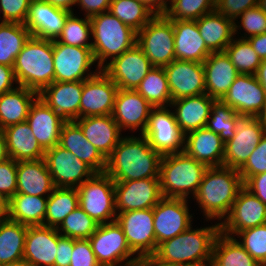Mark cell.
Segmentation results:
<instances>
[{
  "mask_svg": "<svg viewBox=\"0 0 266 266\" xmlns=\"http://www.w3.org/2000/svg\"><path fill=\"white\" fill-rule=\"evenodd\" d=\"M10 199L0 192V218H7Z\"/></svg>",
  "mask_w": 266,
  "mask_h": 266,
  "instance_id": "obj_65",
  "label": "cell"
},
{
  "mask_svg": "<svg viewBox=\"0 0 266 266\" xmlns=\"http://www.w3.org/2000/svg\"><path fill=\"white\" fill-rule=\"evenodd\" d=\"M117 266H123V265H117ZM124 266H145V256L141 257H133L129 260V262H125Z\"/></svg>",
  "mask_w": 266,
  "mask_h": 266,
  "instance_id": "obj_67",
  "label": "cell"
},
{
  "mask_svg": "<svg viewBox=\"0 0 266 266\" xmlns=\"http://www.w3.org/2000/svg\"><path fill=\"white\" fill-rule=\"evenodd\" d=\"M136 91L154 108L168 107L172 102L168 80L163 67H153L140 82ZM165 104H167L165 106Z\"/></svg>",
  "mask_w": 266,
  "mask_h": 266,
  "instance_id": "obj_42",
  "label": "cell"
},
{
  "mask_svg": "<svg viewBox=\"0 0 266 266\" xmlns=\"http://www.w3.org/2000/svg\"><path fill=\"white\" fill-rule=\"evenodd\" d=\"M144 4L149 10L155 15H165L169 6L167 5L168 0H137Z\"/></svg>",
  "mask_w": 266,
  "mask_h": 266,
  "instance_id": "obj_61",
  "label": "cell"
},
{
  "mask_svg": "<svg viewBox=\"0 0 266 266\" xmlns=\"http://www.w3.org/2000/svg\"><path fill=\"white\" fill-rule=\"evenodd\" d=\"M185 140L184 152L188 156L207 167L223 166L225 143L219 134L204 127L187 133Z\"/></svg>",
  "mask_w": 266,
  "mask_h": 266,
  "instance_id": "obj_29",
  "label": "cell"
},
{
  "mask_svg": "<svg viewBox=\"0 0 266 266\" xmlns=\"http://www.w3.org/2000/svg\"><path fill=\"white\" fill-rule=\"evenodd\" d=\"M81 128L85 138L107 159L120 139L118 124L112 115L83 117L74 120Z\"/></svg>",
  "mask_w": 266,
  "mask_h": 266,
  "instance_id": "obj_28",
  "label": "cell"
},
{
  "mask_svg": "<svg viewBox=\"0 0 266 266\" xmlns=\"http://www.w3.org/2000/svg\"><path fill=\"white\" fill-rule=\"evenodd\" d=\"M91 248L100 266H117L135 254L129 247L117 221L98 225L89 237Z\"/></svg>",
  "mask_w": 266,
  "mask_h": 266,
  "instance_id": "obj_11",
  "label": "cell"
},
{
  "mask_svg": "<svg viewBox=\"0 0 266 266\" xmlns=\"http://www.w3.org/2000/svg\"><path fill=\"white\" fill-rule=\"evenodd\" d=\"M215 101L206 93L173 100L171 106L176 107L173 114L181 132L186 135L191 131L204 128Z\"/></svg>",
  "mask_w": 266,
  "mask_h": 266,
  "instance_id": "obj_32",
  "label": "cell"
},
{
  "mask_svg": "<svg viewBox=\"0 0 266 266\" xmlns=\"http://www.w3.org/2000/svg\"><path fill=\"white\" fill-rule=\"evenodd\" d=\"M10 158L19 161L43 159L45 151L33 135L27 121L3 129Z\"/></svg>",
  "mask_w": 266,
  "mask_h": 266,
  "instance_id": "obj_34",
  "label": "cell"
},
{
  "mask_svg": "<svg viewBox=\"0 0 266 266\" xmlns=\"http://www.w3.org/2000/svg\"><path fill=\"white\" fill-rule=\"evenodd\" d=\"M1 266H32V265L30 263H28L27 261H25L24 259H22L20 261L4 264Z\"/></svg>",
  "mask_w": 266,
  "mask_h": 266,
  "instance_id": "obj_69",
  "label": "cell"
},
{
  "mask_svg": "<svg viewBox=\"0 0 266 266\" xmlns=\"http://www.w3.org/2000/svg\"><path fill=\"white\" fill-rule=\"evenodd\" d=\"M205 90L214 100H222L239 73L225 52H212L202 63Z\"/></svg>",
  "mask_w": 266,
  "mask_h": 266,
  "instance_id": "obj_31",
  "label": "cell"
},
{
  "mask_svg": "<svg viewBox=\"0 0 266 266\" xmlns=\"http://www.w3.org/2000/svg\"><path fill=\"white\" fill-rule=\"evenodd\" d=\"M213 266H262L232 236L221 232L217 235L212 250Z\"/></svg>",
  "mask_w": 266,
  "mask_h": 266,
  "instance_id": "obj_39",
  "label": "cell"
},
{
  "mask_svg": "<svg viewBox=\"0 0 266 266\" xmlns=\"http://www.w3.org/2000/svg\"><path fill=\"white\" fill-rule=\"evenodd\" d=\"M165 16L175 20H197L215 11L212 0H171Z\"/></svg>",
  "mask_w": 266,
  "mask_h": 266,
  "instance_id": "obj_48",
  "label": "cell"
},
{
  "mask_svg": "<svg viewBox=\"0 0 266 266\" xmlns=\"http://www.w3.org/2000/svg\"><path fill=\"white\" fill-rule=\"evenodd\" d=\"M10 158L3 130H0V163Z\"/></svg>",
  "mask_w": 266,
  "mask_h": 266,
  "instance_id": "obj_64",
  "label": "cell"
},
{
  "mask_svg": "<svg viewBox=\"0 0 266 266\" xmlns=\"http://www.w3.org/2000/svg\"><path fill=\"white\" fill-rule=\"evenodd\" d=\"M241 39H247L260 59L266 60V33L245 38L242 36Z\"/></svg>",
  "mask_w": 266,
  "mask_h": 266,
  "instance_id": "obj_60",
  "label": "cell"
},
{
  "mask_svg": "<svg viewBox=\"0 0 266 266\" xmlns=\"http://www.w3.org/2000/svg\"><path fill=\"white\" fill-rule=\"evenodd\" d=\"M256 118L266 129V100H265L264 106L262 107L261 111L259 112Z\"/></svg>",
  "mask_w": 266,
  "mask_h": 266,
  "instance_id": "obj_68",
  "label": "cell"
},
{
  "mask_svg": "<svg viewBox=\"0 0 266 266\" xmlns=\"http://www.w3.org/2000/svg\"><path fill=\"white\" fill-rule=\"evenodd\" d=\"M32 0H0L2 22L25 24Z\"/></svg>",
  "mask_w": 266,
  "mask_h": 266,
  "instance_id": "obj_51",
  "label": "cell"
},
{
  "mask_svg": "<svg viewBox=\"0 0 266 266\" xmlns=\"http://www.w3.org/2000/svg\"><path fill=\"white\" fill-rule=\"evenodd\" d=\"M19 86L38 94L55 81L53 41L31 36L13 65Z\"/></svg>",
  "mask_w": 266,
  "mask_h": 266,
  "instance_id": "obj_3",
  "label": "cell"
},
{
  "mask_svg": "<svg viewBox=\"0 0 266 266\" xmlns=\"http://www.w3.org/2000/svg\"><path fill=\"white\" fill-rule=\"evenodd\" d=\"M238 171L243 183L253 175L266 172V133Z\"/></svg>",
  "mask_w": 266,
  "mask_h": 266,
  "instance_id": "obj_50",
  "label": "cell"
},
{
  "mask_svg": "<svg viewBox=\"0 0 266 266\" xmlns=\"http://www.w3.org/2000/svg\"><path fill=\"white\" fill-rule=\"evenodd\" d=\"M224 52L239 74L255 75L262 62L247 39H232Z\"/></svg>",
  "mask_w": 266,
  "mask_h": 266,
  "instance_id": "obj_44",
  "label": "cell"
},
{
  "mask_svg": "<svg viewBox=\"0 0 266 266\" xmlns=\"http://www.w3.org/2000/svg\"><path fill=\"white\" fill-rule=\"evenodd\" d=\"M38 97L34 90L23 86L0 95V130L27 120L31 104Z\"/></svg>",
  "mask_w": 266,
  "mask_h": 266,
  "instance_id": "obj_35",
  "label": "cell"
},
{
  "mask_svg": "<svg viewBox=\"0 0 266 266\" xmlns=\"http://www.w3.org/2000/svg\"><path fill=\"white\" fill-rule=\"evenodd\" d=\"M84 81L57 82L45 87L38 97L65 121L80 118V100Z\"/></svg>",
  "mask_w": 266,
  "mask_h": 266,
  "instance_id": "obj_24",
  "label": "cell"
},
{
  "mask_svg": "<svg viewBox=\"0 0 266 266\" xmlns=\"http://www.w3.org/2000/svg\"><path fill=\"white\" fill-rule=\"evenodd\" d=\"M238 169L226 166L208 167L194 198L208 219L221 220L231 210L243 187Z\"/></svg>",
  "mask_w": 266,
  "mask_h": 266,
  "instance_id": "obj_2",
  "label": "cell"
},
{
  "mask_svg": "<svg viewBox=\"0 0 266 266\" xmlns=\"http://www.w3.org/2000/svg\"><path fill=\"white\" fill-rule=\"evenodd\" d=\"M174 29L165 15H155L137 32L136 44L153 67H165L175 60Z\"/></svg>",
  "mask_w": 266,
  "mask_h": 266,
  "instance_id": "obj_8",
  "label": "cell"
},
{
  "mask_svg": "<svg viewBox=\"0 0 266 266\" xmlns=\"http://www.w3.org/2000/svg\"><path fill=\"white\" fill-rule=\"evenodd\" d=\"M143 135L150 146L162 156L184 152L185 135L181 132L173 112L166 107L151 110Z\"/></svg>",
  "mask_w": 266,
  "mask_h": 266,
  "instance_id": "obj_10",
  "label": "cell"
},
{
  "mask_svg": "<svg viewBox=\"0 0 266 266\" xmlns=\"http://www.w3.org/2000/svg\"><path fill=\"white\" fill-rule=\"evenodd\" d=\"M115 182L104 173H95L77 187L79 207L99 225L116 220Z\"/></svg>",
  "mask_w": 266,
  "mask_h": 266,
  "instance_id": "obj_7",
  "label": "cell"
},
{
  "mask_svg": "<svg viewBox=\"0 0 266 266\" xmlns=\"http://www.w3.org/2000/svg\"><path fill=\"white\" fill-rule=\"evenodd\" d=\"M118 86L102 71L84 80L80 118L111 115Z\"/></svg>",
  "mask_w": 266,
  "mask_h": 266,
  "instance_id": "obj_20",
  "label": "cell"
},
{
  "mask_svg": "<svg viewBox=\"0 0 266 266\" xmlns=\"http://www.w3.org/2000/svg\"><path fill=\"white\" fill-rule=\"evenodd\" d=\"M258 7L266 13V0H259Z\"/></svg>",
  "mask_w": 266,
  "mask_h": 266,
  "instance_id": "obj_71",
  "label": "cell"
},
{
  "mask_svg": "<svg viewBox=\"0 0 266 266\" xmlns=\"http://www.w3.org/2000/svg\"><path fill=\"white\" fill-rule=\"evenodd\" d=\"M79 207L76 188L55 187L48 195L44 226L57 228L72 211Z\"/></svg>",
  "mask_w": 266,
  "mask_h": 266,
  "instance_id": "obj_40",
  "label": "cell"
},
{
  "mask_svg": "<svg viewBox=\"0 0 266 266\" xmlns=\"http://www.w3.org/2000/svg\"><path fill=\"white\" fill-rule=\"evenodd\" d=\"M263 224H266V205L243 186L229 214L220 223V232L233 236L239 231Z\"/></svg>",
  "mask_w": 266,
  "mask_h": 266,
  "instance_id": "obj_18",
  "label": "cell"
},
{
  "mask_svg": "<svg viewBox=\"0 0 266 266\" xmlns=\"http://www.w3.org/2000/svg\"><path fill=\"white\" fill-rule=\"evenodd\" d=\"M13 82L17 83L13 67L0 64V95L15 89Z\"/></svg>",
  "mask_w": 266,
  "mask_h": 266,
  "instance_id": "obj_59",
  "label": "cell"
},
{
  "mask_svg": "<svg viewBox=\"0 0 266 266\" xmlns=\"http://www.w3.org/2000/svg\"><path fill=\"white\" fill-rule=\"evenodd\" d=\"M191 228L160 243L153 255L177 266L212 260L213 244L220 233V223L202 229Z\"/></svg>",
  "mask_w": 266,
  "mask_h": 266,
  "instance_id": "obj_4",
  "label": "cell"
},
{
  "mask_svg": "<svg viewBox=\"0 0 266 266\" xmlns=\"http://www.w3.org/2000/svg\"><path fill=\"white\" fill-rule=\"evenodd\" d=\"M205 262H208V264H206ZM180 266H213V263H212V260H210V261H203L199 263L186 264V265H180Z\"/></svg>",
  "mask_w": 266,
  "mask_h": 266,
  "instance_id": "obj_70",
  "label": "cell"
},
{
  "mask_svg": "<svg viewBox=\"0 0 266 266\" xmlns=\"http://www.w3.org/2000/svg\"><path fill=\"white\" fill-rule=\"evenodd\" d=\"M116 221L121 226L130 249L138 253V257L155 253L153 208L118 213Z\"/></svg>",
  "mask_w": 266,
  "mask_h": 266,
  "instance_id": "obj_12",
  "label": "cell"
},
{
  "mask_svg": "<svg viewBox=\"0 0 266 266\" xmlns=\"http://www.w3.org/2000/svg\"><path fill=\"white\" fill-rule=\"evenodd\" d=\"M53 61L57 82L84 81L97 74L84 75L95 63L91 47L71 46L53 40Z\"/></svg>",
  "mask_w": 266,
  "mask_h": 266,
  "instance_id": "obj_13",
  "label": "cell"
},
{
  "mask_svg": "<svg viewBox=\"0 0 266 266\" xmlns=\"http://www.w3.org/2000/svg\"><path fill=\"white\" fill-rule=\"evenodd\" d=\"M55 188L45 159L17 162V192L42 196Z\"/></svg>",
  "mask_w": 266,
  "mask_h": 266,
  "instance_id": "obj_33",
  "label": "cell"
},
{
  "mask_svg": "<svg viewBox=\"0 0 266 266\" xmlns=\"http://www.w3.org/2000/svg\"><path fill=\"white\" fill-rule=\"evenodd\" d=\"M74 246V239L64 237L58 232V245L54 266H69Z\"/></svg>",
  "mask_w": 266,
  "mask_h": 266,
  "instance_id": "obj_56",
  "label": "cell"
},
{
  "mask_svg": "<svg viewBox=\"0 0 266 266\" xmlns=\"http://www.w3.org/2000/svg\"><path fill=\"white\" fill-rule=\"evenodd\" d=\"M26 121L44 151L59 144L60 132L65 120L40 97L31 104Z\"/></svg>",
  "mask_w": 266,
  "mask_h": 266,
  "instance_id": "obj_25",
  "label": "cell"
},
{
  "mask_svg": "<svg viewBox=\"0 0 266 266\" xmlns=\"http://www.w3.org/2000/svg\"><path fill=\"white\" fill-rule=\"evenodd\" d=\"M47 199L42 196H30L16 193L10 198L9 220L26 226H44Z\"/></svg>",
  "mask_w": 266,
  "mask_h": 266,
  "instance_id": "obj_37",
  "label": "cell"
},
{
  "mask_svg": "<svg viewBox=\"0 0 266 266\" xmlns=\"http://www.w3.org/2000/svg\"><path fill=\"white\" fill-rule=\"evenodd\" d=\"M206 46L212 52H224L234 35V22L216 10L196 20Z\"/></svg>",
  "mask_w": 266,
  "mask_h": 266,
  "instance_id": "obj_36",
  "label": "cell"
},
{
  "mask_svg": "<svg viewBox=\"0 0 266 266\" xmlns=\"http://www.w3.org/2000/svg\"><path fill=\"white\" fill-rule=\"evenodd\" d=\"M172 101L205 94V71L202 63L173 60L164 67Z\"/></svg>",
  "mask_w": 266,
  "mask_h": 266,
  "instance_id": "obj_19",
  "label": "cell"
},
{
  "mask_svg": "<svg viewBox=\"0 0 266 266\" xmlns=\"http://www.w3.org/2000/svg\"><path fill=\"white\" fill-rule=\"evenodd\" d=\"M214 4H217L220 0H212Z\"/></svg>",
  "mask_w": 266,
  "mask_h": 266,
  "instance_id": "obj_72",
  "label": "cell"
},
{
  "mask_svg": "<svg viewBox=\"0 0 266 266\" xmlns=\"http://www.w3.org/2000/svg\"><path fill=\"white\" fill-rule=\"evenodd\" d=\"M71 12L43 0H32L25 27L33 37L56 40Z\"/></svg>",
  "mask_w": 266,
  "mask_h": 266,
  "instance_id": "obj_23",
  "label": "cell"
},
{
  "mask_svg": "<svg viewBox=\"0 0 266 266\" xmlns=\"http://www.w3.org/2000/svg\"><path fill=\"white\" fill-rule=\"evenodd\" d=\"M69 266H100L88 239H74Z\"/></svg>",
  "mask_w": 266,
  "mask_h": 266,
  "instance_id": "obj_55",
  "label": "cell"
},
{
  "mask_svg": "<svg viewBox=\"0 0 266 266\" xmlns=\"http://www.w3.org/2000/svg\"><path fill=\"white\" fill-rule=\"evenodd\" d=\"M27 227L8 218L0 220V266L23 259Z\"/></svg>",
  "mask_w": 266,
  "mask_h": 266,
  "instance_id": "obj_38",
  "label": "cell"
},
{
  "mask_svg": "<svg viewBox=\"0 0 266 266\" xmlns=\"http://www.w3.org/2000/svg\"><path fill=\"white\" fill-rule=\"evenodd\" d=\"M90 34H92L90 19L88 17L79 19L71 12L66 18L63 29L56 41L71 46L91 47L92 43L87 41Z\"/></svg>",
  "mask_w": 266,
  "mask_h": 266,
  "instance_id": "obj_47",
  "label": "cell"
},
{
  "mask_svg": "<svg viewBox=\"0 0 266 266\" xmlns=\"http://www.w3.org/2000/svg\"><path fill=\"white\" fill-rule=\"evenodd\" d=\"M59 145L88 165L95 173H104L107 159L84 136L80 126L65 121L60 132Z\"/></svg>",
  "mask_w": 266,
  "mask_h": 266,
  "instance_id": "obj_30",
  "label": "cell"
},
{
  "mask_svg": "<svg viewBox=\"0 0 266 266\" xmlns=\"http://www.w3.org/2000/svg\"><path fill=\"white\" fill-rule=\"evenodd\" d=\"M236 114V111L229 105L224 104L221 100H216L212 105L205 127L219 134L222 141L227 143L236 134L234 126Z\"/></svg>",
  "mask_w": 266,
  "mask_h": 266,
  "instance_id": "obj_45",
  "label": "cell"
},
{
  "mask_svg": "<svg viewBox=\"0 0 266 266\" xmlns=\"http://www.w3.org/2000/svg\"><path fill=\"white\" fill-rule=\"evenodd\" d=\"M187 200L183 198L163 197L153 208V227L157 246L191 226L192 216L189 214Z\"/></svg>",
  "mask_w": 266,
  "mask_h": 266,
  "instance_id": "obj_16",
  "label": "cell"
},
{
  "mask_svg": "<svg viewBox=\"0 0 266 266\" xmlns=\"http://www.w3.org/2000/svg\"><path fill=\"white\" fill-rule=\"evenodd\" d=\"M153 108L136 90L118 89L111 115L120 130L129 128L133 131L141 126L142 135L146 131Z\"/></svg>",
  "mask_w": 266,
  "mask_h": 266,
  "instance_id": "obj_21",
  "label": "cell"
},
{
  "mask_svg": "<svg viewBox=\"0 0 266 266\" xmlns=\"http://www.w3.org/2000/svg\"><path fill=\"white\" fill-rule=\"evenodd\" d=\"M242 247L262 266H266V224L239 231Z\"/></svg>",
  "mask_w": 266,
  "mask_h": 266,
  "instance_id": "obj_49",
  "label": "cell"
},
{
  "mask_svg": "<svg viewBox=\"0 0 266 266\" xmlns=\"http://www.w3.org/2000/svg\"><path fill=\"white\" fill-rule=\"evenodd\" d=\"M152 68L143 50L135 44L104 65L102 71L118 86V89L136 90Z\"/></svg>",
  "mask_w": 266,
  "mask_h": 266,
  "instance_id": "obj_15",
  "label": "cell"
},
{
  "mask_svg": "<svg viewBox=\"0 0 266 266\" xmlns=\"http://www.w3.org/2000/svg\"><path fill=\"white\" fill-rule=\"evenodd\" d=\"M242 28L249 37L266 33V13L258 6L247 9L240 16Z\"/></svg>",
  "mask_w": 266,
  "mask_h": 266,
  "instance_id": "obj_53",
  "label": "cell"
},
{
  "mask_svg": "<svg viewBox=\"0 0 266 266\" xmlns=\"http://www.w3.org/2000/svg\"><path fill=\"white\" fill-rule=\"evenodd\" d=\"M0 192L9 199L17 192V161L12 158L0 163Z\"/></svg>",
  "mask_w": 266,
  "mask_h": 266,
  "instance_id": "obj_54",
  "label": "cell"
},
{
  "mask_svg": "<svg viewBox=\"0 0 266 266\" xmlns=\"http://www.w3.org/2000/svg\"><path fill=\"white\" fill-rule=\"evenodd\" d=\"M145 266H177L159 260L154 255H145Z\"/></svg>",
  "mask_w": 266,
  "mask_h": 266,
  "instance_id": "obj_66",
  "label": "cell"
},
{
  "mask_svg": "<svg viewBox=\"0 0 266 266\" xmlns=\"http://www.w3.org/2000/svg\"><path fill=\"white\" fill-rule=\"evenodd\" d=\"M207 169L185 152L163 155L159 172L162 196L186 199L191 191L195 195Z\"/></svg>",
  "mask_w": 266,
  "mask_h": 266,
  "instance_id": "obj_5",
  "label": "cell"
},
{
  "mask_svg": "<svg viewBox=\"0 0 266 266\" xmlns=\"http://www.w3.org/2000/svg\"><path fill=\"white\" fill-rule=\"evenodd\" d=\"M31 36L25 24L1 22L0 64L13 67L15 58Z\"/></svg>",
  "mask_w": 266,
  "mask_h": 266,
  "instance_id": "obj_41",
  "label": "cell"
},
{
  "mask_svg": "<svg viewBox=\"0 0 266 266\" xmlns=\"http://www.w3.org/2000/svg\"><path fill=\"white\" fill-rule=\"evenodd\" d=\"M259 0H220L215 4V10L234 22V34L238 26L235 19L247 9L258 6Z\"/></svg>",
  "mask_w": 266,
  "mask_h": 266,
  "instance_id": "obj_52",
  "label": "cell"
},
{
  "mask_svg": "<svg viewBox=\"0 0 266 266\" xmlns=\"http://www.w3.org/2000/svg\"><path fill=\"white\" fill-rule=\"evenodd\" d=\"M255 76L259 83L262 85V88L265 90L266 94V60H263L261 62V65L258 67Z\"/></svg>",
  "mask_w": 266,
  "mask_h": 266,
  "instance_id": "obj_62",
  "label": "cell"
},
{
  "mask_svg": "<svg viewBox=\"0 0 266 266\" xmlns=\"http://www.w3.org/2000/svg\"><path fill=\"white\" fill-rule=\"evenodd\" d=\"M52 6H56L62 9H66L70 12H73L71 9L72 5L76 4V0H43ZM71 6V7H70Z\"/></svg>",
  "mask_w": 266,
  "mask_h": 266,
  "instance_id": "obj_63",
  "label": "cell"
},
{
  "mask_svg": "<svg viewBox=\"0 0 266 266\" xmlns=\"http://www.w3.org/2000/svg\"><path fill=\"white\" fill-rule=\"evenodd\" d=\"M172 21L175 59L203 63L212 51L200 35L196 20Z\"/></svg>",
  "mask_w": 266,
  "mask_h": 266,
  "instance_id": "obj_27",
  "label": "cell"
},
{
  "mask_svg": "<svg viewBox=\"0 0 266 266\" xmlns=\"http://www.w3.org/2000/svg\"><path fill=\"white\" fill-rule=\"evenodd\" d=\"M60 225L56 229L59 233L63 232L62 236L78 240L89 239L99 224L78 207L66 216Z\"/></svg>",
  "mask_w": 266,
  "mask_h": 266,
  "instance_id": "obj_46",
  "label": "cell"
},
{
  "mask_svg": "<svg viewBox=\"0 0 266 266\" xmlns=\"http://www.w3.org/2000/svg\"><path fill=\"white\" fill-rule=\"evenodd\" d=\"M44 159L55 187L77 188L95 174L88 165L59 144L46 150Z\"/></svg>",
  "mask_w": 266,
  "mask_h": 266,
  "instance_id": "obj_14",
  "label": "cell"
},
{
  "mask_svg": "<svg viewBox=\"0 0 266 266\" xmlns=\"http://www.w3.org/2000/svg\"><path fill=\"white\" fill-rule=\"evenodd\" d=\"M109 12L136 32L155 16L151 10L137 0H111Z\"/></svg>",
  "mask_w": 266,
  "mask_h": 266,
  "instance_id": "obj_43",
  "label": "cell"
},
{
  "mask_svg": "<svg viewBox=\"0 0 266 266\" xmlns=\"http://www.w3.org/2000/svg\"><path fill=\"white\" fill-rule=\"evenodd\" d=\"M58 231L54 227L28 226L23 259L32 266H54Z\"/></svg>",
  "mask_w": 266,
  "mask_h": 266,
  "instance_id": "obj_26",
  "label": "cell"
},
{
  "mask_svg": "<svg viewBox=\"0 0 266 266\" xmlns=\"http://www.w3.org/2000/svg\"><path fill=\"white\" fill-rule=\"evenodd\" d=\"M266 100L265 90L255 75L239 74L221 100L238 114L257 117Z\"/></svg>",
  "mask_w": 266,
  "mask_h": 266,
  "instance_id": "obj_22",
  "label": "cell"
},
{
  "mask_svg": "<svg viewBox=\"0 0 266 266\" xmlns=\"http://www.w3.org/2000/svg\"><path fill=\"white\" fill-rule=\"evenodd\" d=\"M162 155L154 150L148 139L142 137L121 138L107 158L105 173L113 181H131L159 178Z\"/></svg>",
  "mask_w": 266,
  "mask_h": 266,
  "instance_id": "obj_1",
  "label": "cell"
},
{
  "mask_svg": "<svg viewBox=\"0 0 266 266\" xmlns=\"http://www.w3.org/2000/svg\"><path fill=\"white\" fill-rule=\"evenodd\" d=\"M89 19L94 38L91 48L95 62L98 60L97 70L104 68L103 64L108 57L113 60L136 44L137 32L109 11Z\"/></svg>",
  "mask_w": 266,
  "mask_h": 266,
  "instance_id": "obj_6",
  "label": "cell"
},
{
  "mask_svg": "<svg viewBox=\"0 0 266 266\" xmlns=\"http://www.w3.org/2000/svg\"><path fill=\"white\" fill-rule=\"evenodd\" d=\"M116 210L119 213L154 208L163 198L159 178L114 181Z\"/></svg>",
  "mask_w": 266,
  "mask_h": 266,
  "instance_id": "obj_17",
  "label": "cell"
},
{
  "mask_svg": "<svg viewBox=\"0 0 266 266\" xmlns=\"http://www.w3.org/2000/svg\"><path fill=\"white\" fill-rule=\"evenodd\" d=\"M243 185L266 205V172L249 177Z\"/></svg>",
  "mask_w": 266,
  "mask_h": 266,
  "instance_id": "obj_57",
  "label": "cell"
},
{
  "mask_svg": "<svg viewBox=\"0 0 266 266\" xmlns=\"http://www.w3.org/2000/svg\"><path fill=\"white\" fill-rule=\"evenodd\" d=\"M234 126L235 136L225 143L223 166L239 169L256 149L266 129L256 117L238 113Z\"/></svg>",
  "mask_w": 266,
  "mask_h": 266,
  "instance_id": "obj_9",
  "label": "cell"
},
{
  "mask_svg": "<svg viewBox=\"0 0 266 266\" xmlns=\"http://www.w3.org/2000/svg\"><path fill=\"white\" fill-rule=\"evenodd\" d=\"M111 0H76L82 9L85 10L86 17L91 18L97 14L109 11Z\"/></svg>",
  "mask_w": 266,
  "mask_h": 266,
  "instance_id": "obj_58",
  "label": "cell"
}]
</instances>
